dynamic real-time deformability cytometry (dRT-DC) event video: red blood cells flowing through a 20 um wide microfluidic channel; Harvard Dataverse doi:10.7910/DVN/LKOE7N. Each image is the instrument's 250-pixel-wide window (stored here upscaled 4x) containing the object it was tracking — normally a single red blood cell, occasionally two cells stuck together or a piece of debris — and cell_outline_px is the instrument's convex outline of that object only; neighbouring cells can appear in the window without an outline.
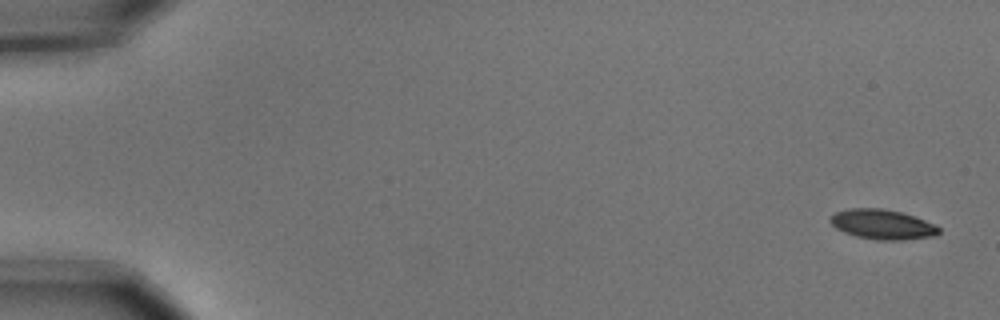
{"species": "common noctule bat (a hibernating species)", "species_latin": "Nyctalus noctula", "temperature_condition": "cold", "stored_images_in_passage": 5, "camera_frame_rate_fps": 3000, "um_per_image_px": 0.085, "animal": {"sex": "male", "body_mass_g": 15.6}, "frame": {"image": 1, "passage_image": 1, "time_ms": 0.0, "image_size_px": [1000, 320], "cell_outline_px": [[940, 232], [936, 236], [900, 240], [876, 240], [856, 236], [844, 232], [836, 228], [828, 220], [836, 212], [848, 208], [880, 208], [900, 212], [924, 220], [940, 228]], "centroid_in_image_um": [74.98, 19.08], "position_along_channel_um": 10.0, "area_um2": 18.73}}
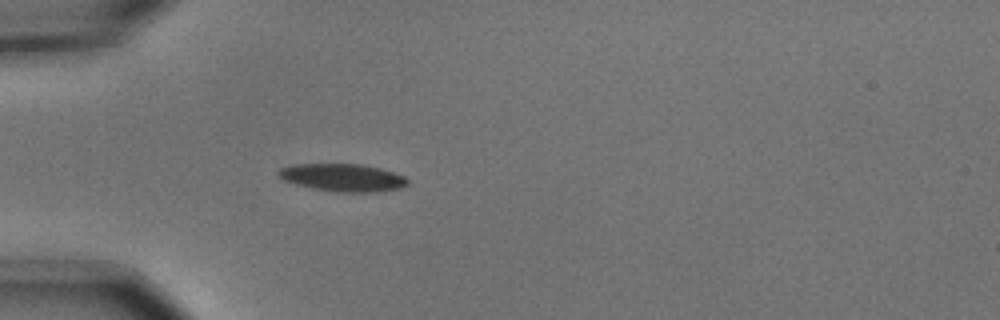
{"frame": {"image": 2, "passage_image": 5, "time_ms": 1.333, "image_size_px": [1000, 320], "cell_outline_px": [[408, 184], [400, 188], [380, 192], [340, 192], [316, 188], [296, 184], [284, 180], [276, 172], [280, 168], [292, 164], [360, 164], [380, 168], [404, 176], [408, 180]], "centroid_in_image_um": [29.15, 15.09], "position_along_channel_um": 55.9, "area_um2": 20.63}}